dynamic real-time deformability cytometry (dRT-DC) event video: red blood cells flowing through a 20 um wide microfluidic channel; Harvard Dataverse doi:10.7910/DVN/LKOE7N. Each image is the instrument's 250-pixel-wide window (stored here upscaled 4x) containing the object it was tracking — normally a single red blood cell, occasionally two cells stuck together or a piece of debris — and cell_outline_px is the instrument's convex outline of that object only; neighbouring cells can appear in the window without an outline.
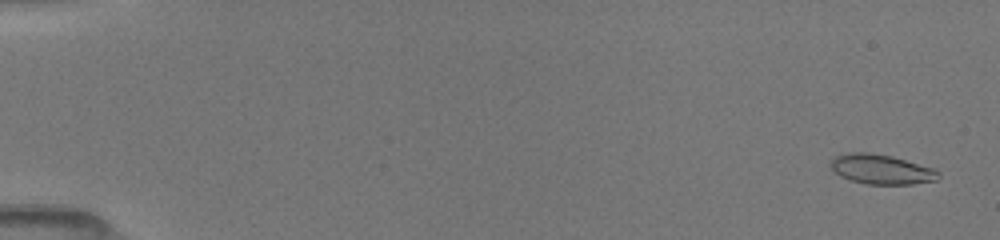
{"species": "common noctule bat (a hibernating species)", "species_latin": "Nyctalus noctula", "temperature_condition": "room temperature", "stored_images_in_passage": 51, "camera_frame_rate_fps": 3000, "um_per_image_px": 0.085, "animal": {"sex": "female", "body_mass_g": 19.5, "forearm_length_mm": 54.1}, "frame": {"image": 1, "passage_image": 2, "time_ms": 0.333, "image_size_px": [1000, 240], "cell_outline_px": [[940, 176], [936, 180], [912, 184], [868, 184], [852, 180], [840, 176], [828, 164], [836, 156], [848, 152], [868, 152], [892, 156], [936, 168], [940, 172]], "centroid_in_image_um": [74.95, 14.38], "position_along_channel_um": 10.1, "area_um2": 18.73}}
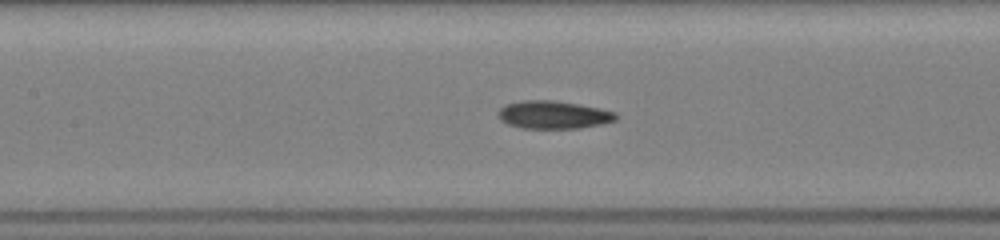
{"frame": {"image": 2, "passage_image": 25, "time_ms": 8.0, "image_size_px": [1000, 240], "cell_outline_px": [[620, 116], [616, 120], [600, 124], [580, 128], [520, 128], [508, 124], [500, 120], [496, 112], [504, 104], [520, 100], [552, 100], [600, 108], [616, 112]], "centroid_in_image_um": [47.01, 9.75], "position_along_channel_um": 160.4, "area_um2": 19.31}}
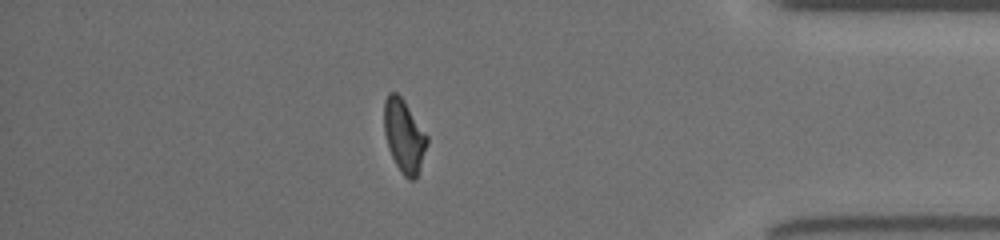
{"frame": {"image": 3, "passage_image": 45, "time_ms": 14.667, "image_size_px": [1000, 240], "cell_outline_px": [[428, 144], [416, 176], [412, 180], [408, 180], [400, 172], [388, 148], [384, 132], [384, 100], [388, 92], [396, 92], [404, 100], [428, 136]], "centroid_in_image_um": [34.33, 11.53], "position_along_channel_um": 400.9, "area_um2": 18.21}, "authors_computed_cell_mechanics": {"area_um2": 18.5538, "velocity_mm_per_s": 4.0579, "shape_relaxation_time_tau1_ms": 4.7051, "shape_relaxation_time_tau2_ms": 2.7402, "deformation_change_tau1": 0.1529, "deformation_change_tau2": 0.0903}}